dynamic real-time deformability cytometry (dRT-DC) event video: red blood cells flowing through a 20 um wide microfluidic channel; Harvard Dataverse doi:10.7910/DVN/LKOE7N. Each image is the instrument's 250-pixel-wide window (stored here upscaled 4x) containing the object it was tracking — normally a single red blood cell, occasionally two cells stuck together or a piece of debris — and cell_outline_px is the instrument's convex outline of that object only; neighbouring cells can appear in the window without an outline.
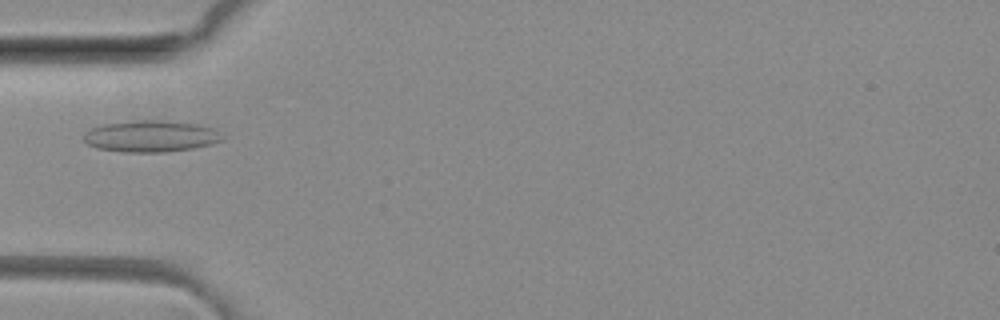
{"species": "common noctule bat (a hibernating species)", "species_latin": "Nyctalus noctula", "temperature_condition": "room temperature", "stored_images_in_passage": 33, "camera_frame_rate_fps": 3000, "um_per_image_px": 0.085, "animal": {"sex": "female", "body_mass_g": 29.2, "forearm_length_mm": 56.3}, "frame": {"image": 1, "passage_image": 1, "time_ms": 0.0, "image_size_px": [1000, 320], "cell_outline_px": [[224, 140], [212, 144], [192, 148], [164, 152], [124, 152], [100, 148], [88, 144], [84, 140], [84, 132], [100, 124], [140, 120], [156, 120], [200, 124], [212, 128], [224, 136]], "centroid_in_image_um": [12.84, 11.57], "position_along_channel_um": 72.2, "area_um2": 25.37}}
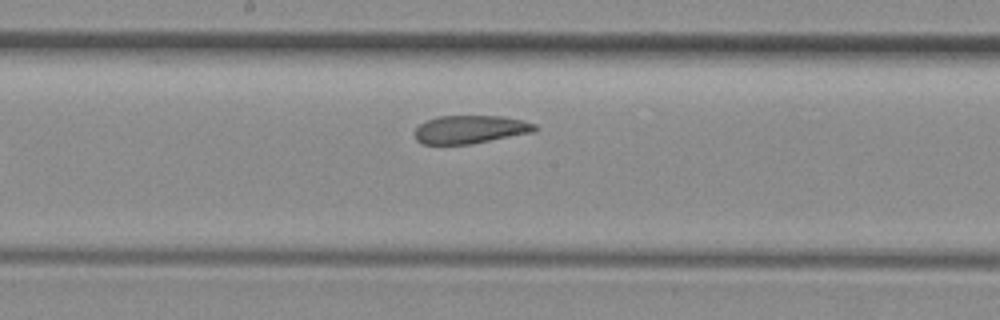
{"frame": {"image": 2, "passage_image": 11, "time_ms": 3.333, "image_size_px": [1000, 320], "cell_outline_px": [[540, 128], [536, 132], [468, 144], [420, 144], [416, 140], [416, 128], [420, 124], [436, 116], [504, 116], [524, 120], [536, 124]], "centroid_in_image_um": [40.03, 10.99], "position_along_channel_um": 208.2, "area_um2": 19.83}}
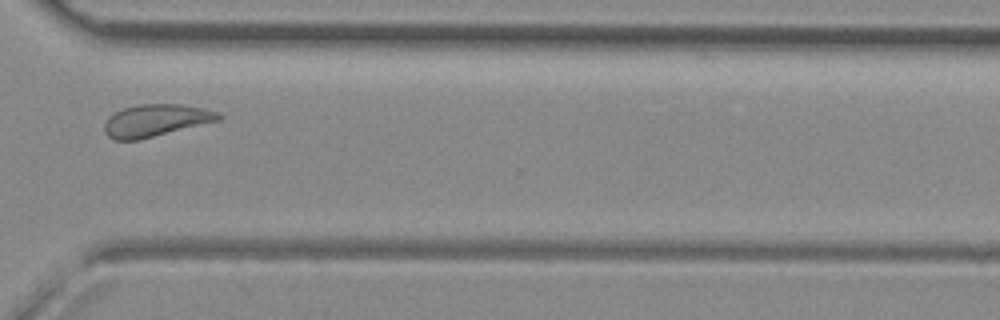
{"frame": {"image": 3, "passage_image": 22, "time_ms": 7.0, "image_size_px": [1000, 320], "cell_outline_px": [[224, 116], [220, 120], [140, 140], [112, 140], [104, 132], [104, 124], [108, 116], [124, 108], [136, 104], [180, 104], [204, 108], [220, 112]], "centroid_in_image_um": [13.25, 10.24], "position_along_channel_um": 357.4, "area_um2": 21.68}}